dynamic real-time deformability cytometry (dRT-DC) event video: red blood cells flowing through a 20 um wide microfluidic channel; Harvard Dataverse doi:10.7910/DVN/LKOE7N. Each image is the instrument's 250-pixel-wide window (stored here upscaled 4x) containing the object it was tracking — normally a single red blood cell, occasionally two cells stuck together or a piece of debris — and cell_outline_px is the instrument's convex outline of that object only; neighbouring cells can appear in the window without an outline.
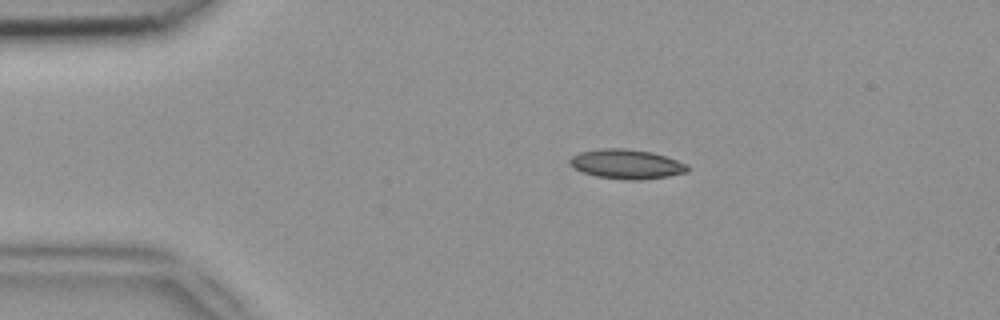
{"species": "common noctule bat (a hibernating species)", "species_latin": "Nyctalus noctula", "temperature_condition": "room temperature", "stored_images_in_passage": 43, "camera_frame_rate_fps": 3000, "um_per_image_px": 0.085, "animal": {"sex": "female", "body_mass_g": 18.4}, "frame": {"image": 1, "passage_image": 3, "time_ms": 0.667, "image_size_px": [1000, 320], "cell_outline_px": [[688, 172], [668, 176], [640, 180], [628, 180], [596, 176], [584, 172], [576, 168], [568, 160], [572, 156], [580, 152], [604, 148], [624, 148], [652, 152], [688, 164]], "centroid_in_image_um": [53.28, 13.95], "position_along_channel_um": 31.7, "area_um2": 20.0}}
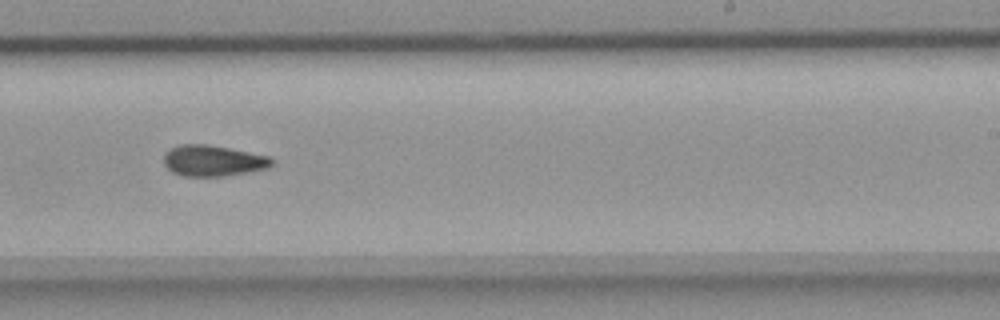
{"frame": {"image": 2, "passage_image": 24, "time_ms": 7.667, "image_size_px": [1000, 320], "cell_outline_px": [[272, 164], [268, 168], [248, 172], [224, 176], [184, 176], [172, 172], [164, 164], [164, 152], [180, 144], [208, 144], [268, 156], [272, 160]], "centroid_in_image_um": [18.07, 13.66], "position_along_channel_um": 270.9, "area_um2": 19.36}}
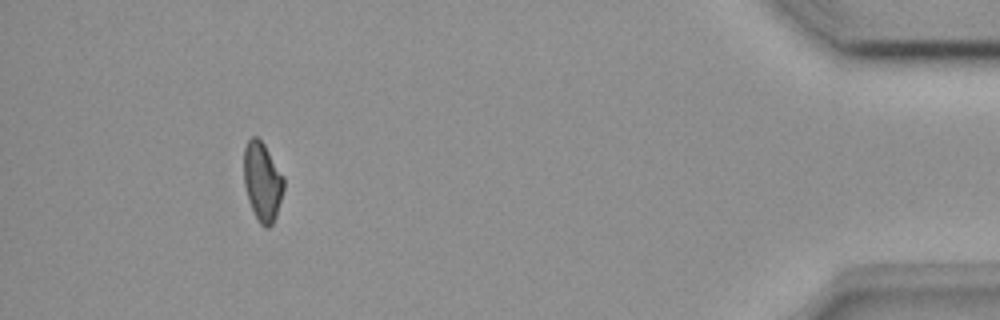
{"frame": {"image": 3, "passage_image": 39, "time_ms": 12.667, "image_size_px": [1000, 320], "cell_outline_px": [[284, 188], [276, 216], [272, 224], [268, 228], [264, 228], [260, 224], [248, 200], [244, 184], [244, 148], [248, 140], [252, 136], [256, 136], [264, 144], [284, 176]], "centroid_in_image_um": [22.3, 15.43], "position_along_channel_um": 412.9, "area_um2": 18.32}}